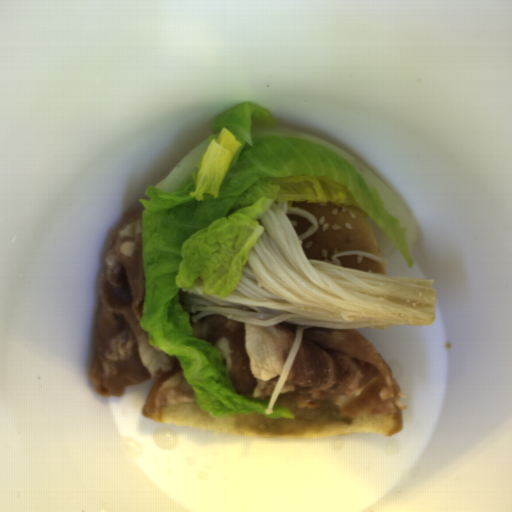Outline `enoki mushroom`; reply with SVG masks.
<instances>
[{"mask_svg": "<svg viewBox=\"0 0 512 512\" xmlns=\"http://www.w3.org/2000/svg\"><path fill=\"white\" fill-rule=\"evenodd\" d=\"M294 199L272 201L258 223L263 233L247 252L241 279L228 296L204 294L199 277L179 291L186 312L198 322L209 315L257 326L295 323L298 328L267 401L273 413L294 363L305 329H386L432 325L437 315L435 279L378 274L342 266L337 258L359 255L383 260L362 250L332 255L333 262L308 259L302 242L316 233L319 221L309 211L292 206Z\"/></svg>", "mask_w": 512, "mask_h": 512, "instance_id": "cea9216a", "label": "enoki mushroom"}]
</instances>
